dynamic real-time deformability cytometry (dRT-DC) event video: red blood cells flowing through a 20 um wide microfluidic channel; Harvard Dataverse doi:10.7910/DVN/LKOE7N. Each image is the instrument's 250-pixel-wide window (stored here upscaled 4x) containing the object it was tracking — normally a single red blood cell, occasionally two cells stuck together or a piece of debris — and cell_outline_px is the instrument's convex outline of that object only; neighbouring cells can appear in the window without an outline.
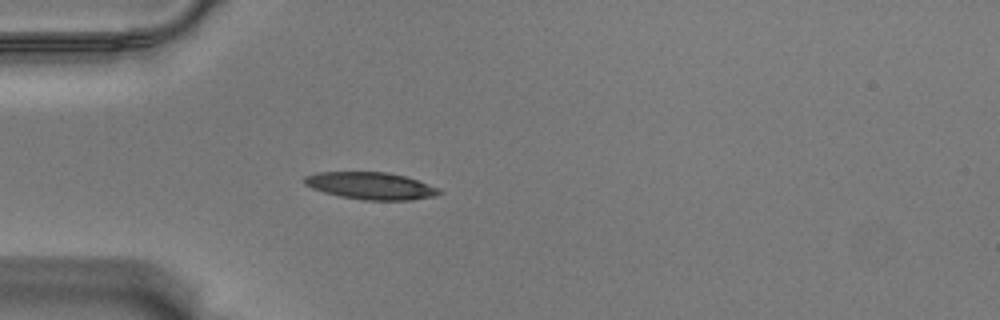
{"species": "Egyptian fruit bat (a non-hibernating species)", "species_latin": "Rousettus aegyptiacus", "temperature_condition": "warm", "stored_images_in_passage": 37, "camera_frame_rate_fps": 3000, "um_per_image_px": 0.085, "animal": {"sex": "male"}, "frame": {"image": 1, "passage_image": 1, "time_ms": 0.0, "image_size_px": [1000, 320], "cell_outline_px": [[444, 192], [436, 196], [412, 200], [364, 200], [340, 196], [324, 192], [312, 188], [304, 184], [304, 176], [316, 172], [384, 172], [404, 176], [440, 188]], "centroid_in_image_um": [31.53, 15.8], "position_along_channel_um": 53.5, "area_um2": 21.33}}
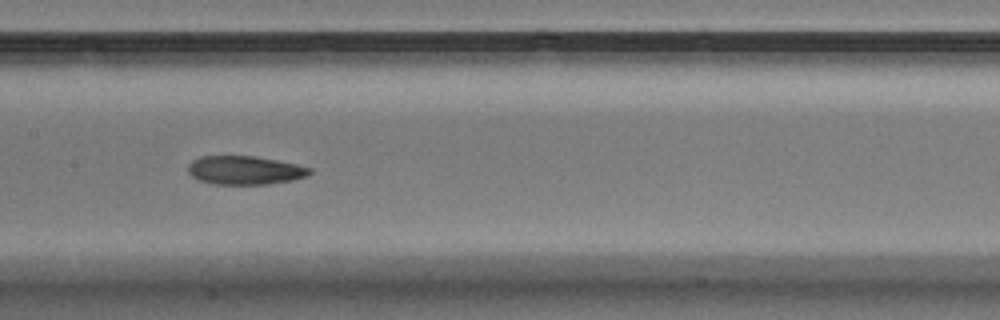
{"frame": {"image": 2, "passage_image": 13, "time_ms": 4.0, "image_size_px": [1000, 320], "cell_outline_px": [[312, 172], [308, 176], [292, 180], [268, 184], [212, 184], [200, 180], [192, 176], [188, 172], [188, 164], [192, 160], [200, 156], [256, 156], [296, 164], [312, 168]], "centroid_in_image_um": [20.81, 14.47], "position_along_channel_um": 186.6, "area_um2": 20.35}}
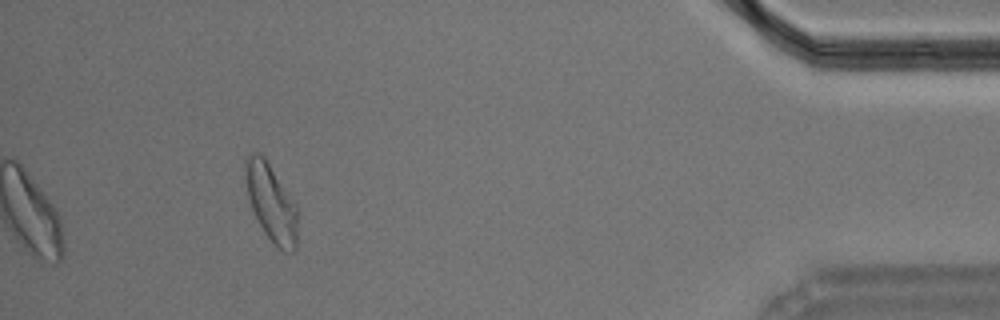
{"frame": {"image": 3, "passage_image": 37, "time_ms": 12.0, "image_size_px": [1000, 320], "cell_outline_px": [[296, 248], [292, 252], [288, 252], [280, 248], [264, 232], [252, 208], [248, 196], [244, 172], [244, 164], [248, 156], [252, 152], [256, 152], [264, 156], [296, 204]], "centroid_in_image_um": [23.03, 17.18], "position_along_channel_um": 412.2, "area_um2": 22.95}, "authors_computed_cell_mechanics": {"area_um2": 20.9814, "velocity_mm_per_s": 3.5348, "shape_relaxation_time_tau1_ms": null, "shape_relaxation_time_tau2_ms": 5.6172, "deformation_change_tau1": null, "deformation_change_tau2": 0.1392}}